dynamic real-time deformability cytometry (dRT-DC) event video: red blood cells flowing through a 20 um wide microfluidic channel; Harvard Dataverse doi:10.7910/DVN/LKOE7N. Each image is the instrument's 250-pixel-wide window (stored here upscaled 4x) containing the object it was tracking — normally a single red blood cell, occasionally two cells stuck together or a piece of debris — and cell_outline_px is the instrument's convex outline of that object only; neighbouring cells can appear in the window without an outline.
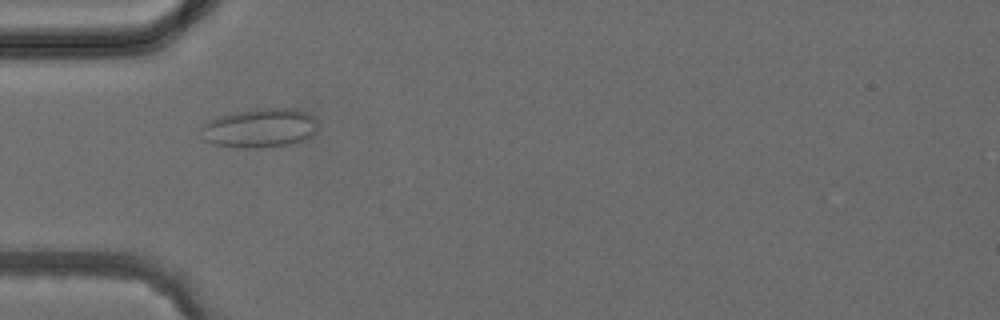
{"species": "common noctule bat (a hibernating species)", "species_latin": "Nyctalus noctula", "temperature_condition": "cold", "stored_images_in_passage": 2, "camera_frame_rate_fps": 3000, "um_per_image_px": 0.085, "animal": {"sex": "female", "body_mass_g": 24.6, "forearm_length_mm": 56.2}, "frame": {"image": 1, "passage_image": 2, "time_ms": 1.333, "image_size_px": [1000, 320], "cell_outline_px": [[316, 132], [312, 136], [304, 140], [292, 144], [252, 148], [244, 148], [216, 144], [204, 140], [200, 128], [208, 120], [216, 116], [232, 112], [256, 108], [296, 108], [308, 112], [316, 120]], "centroid_in_image_um": [22.09, 10.86], "position_along_channel_um": 62.9, "area_um2": 26.93}}